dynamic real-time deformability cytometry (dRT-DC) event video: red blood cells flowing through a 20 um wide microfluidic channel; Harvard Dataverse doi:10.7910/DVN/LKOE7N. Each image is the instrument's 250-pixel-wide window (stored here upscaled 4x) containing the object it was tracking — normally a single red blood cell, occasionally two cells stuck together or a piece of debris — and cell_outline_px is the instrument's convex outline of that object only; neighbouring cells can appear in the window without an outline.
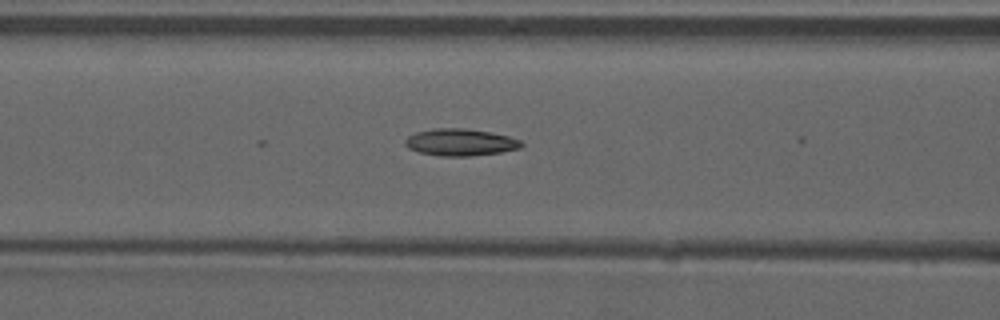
{"species": "common noctule bat (a hibernating species)", "species_latin": "Nyctalus noctula", "temperature_condition": "warm", "stored_images_in_passage": 18, "camera_frame_rate_fps": 3000, "um_per_image_px": 0.085, "animal": {"sex": "male", "forearm_length_mm": 52.5}, "frame": {"image": 1, "passage_image": 18, "time_ms": 5.667, "image_size_px": [1000, 320], "cell_outline_px": [[524, 144], [520, 148], [500, 152], [472, 156], [440, 156], [420, 152], [408, 148], [404, 144], [404, 140], [408, 136], [416, 132], [436, 128], [464, 128], [488, 132], [508, 136], [520, 140]], "centroid_in_image_um": [39.11, 12.1], "position_along_channel_um": 127.5, "area_um2": 18.21}}